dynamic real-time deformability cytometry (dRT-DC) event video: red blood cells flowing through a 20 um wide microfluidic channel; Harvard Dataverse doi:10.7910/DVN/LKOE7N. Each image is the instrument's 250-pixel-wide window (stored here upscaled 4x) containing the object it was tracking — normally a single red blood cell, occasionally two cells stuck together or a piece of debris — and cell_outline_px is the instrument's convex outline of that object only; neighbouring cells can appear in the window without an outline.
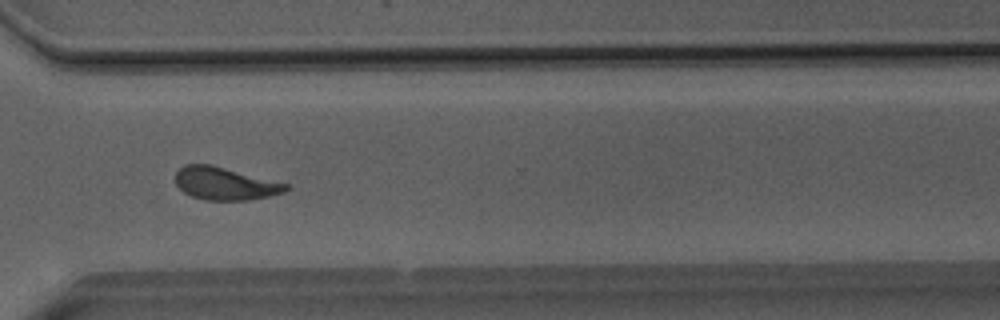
{"species": "Egyptian fruit bat (a non-hibernating species)", "species_latin": "Rousettus aegyptiacus", "temperature_condition": "room temperature", "stored_images_in_passage": 50, "camera_frame_rate_fps": 3000, "um_per_image_px": 0.085, "animal": {"sex": "male"}, "frame": {"image": 1, "passage_image": 37, "time_ms": 12.0, "image_size_px": [1000, 320], "cell_outline_px": [[292, 188], [284, 192], [268, 196], [248, 200], [204, 200], [192, 196], [184, 192], [176, 184], [176, 172], [184, 164], [212, 164], [288, 184]], "centroid_in_image_um": [19.13, 15.6], "position_along_channel_um": 351.5, "area_um2": 21.04}}
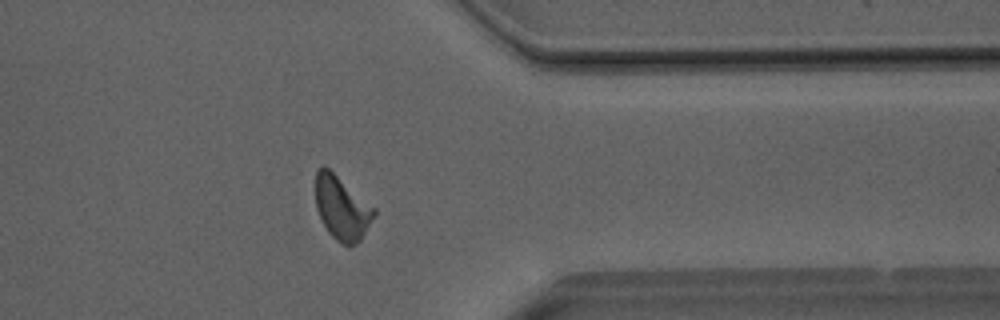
{"frame": {"image": 2, "passage_image": 40, "time_ms": 13.0, "image_size_px": [1000, 320], "cell_outline_px": [[376, 216], [360, 240], [356, 244], [344, 244], [336, 240], [328, 232], [316, 208], [316, 172], [324, 164], [376, 208]], "centroid_in_image_um": [29.08, 17.66], "position_along_channel_um": 382.3, "area_um2": 21.62}}
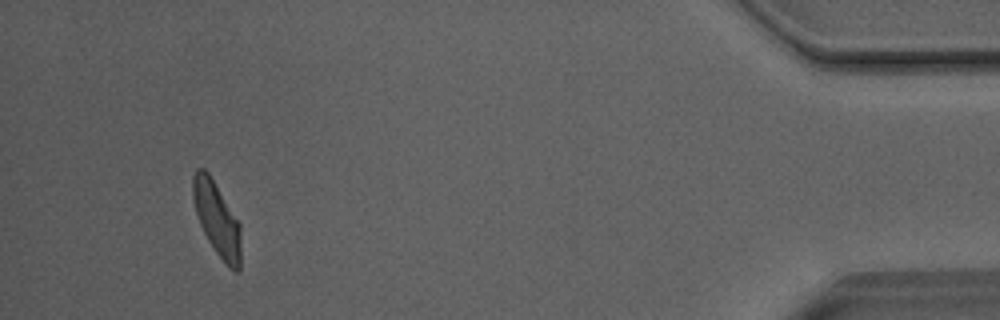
{"frame": {"image": 3, "passage_image": 47, "time_ms": 15.333, "image_size_px": [1000, 320], "cell_outline_px": [[240, 272], [236, 272], [228, 268], [216, 252], [208, 240], [200, 224], [192, 200], [192, 176], [196, 168], [204, 168], [208, 172], [240, 224]], "centroid_in_image_um": [18.42, 18.62], "position_along_channel_um": 416.8, "area_um2": 20.52}, "authors_computed_cell_mechanics": {"area_um2": 21.5594, "velocity_mm_per_s": 4.0359, "shape_relaxation_time_tau1_ms": 5.0349, "shape_relaxation_time_tau2_ms": 1.8407, "deformation_change_tau1": 0.1533, "deformation_change_tau2": 0.0876}}